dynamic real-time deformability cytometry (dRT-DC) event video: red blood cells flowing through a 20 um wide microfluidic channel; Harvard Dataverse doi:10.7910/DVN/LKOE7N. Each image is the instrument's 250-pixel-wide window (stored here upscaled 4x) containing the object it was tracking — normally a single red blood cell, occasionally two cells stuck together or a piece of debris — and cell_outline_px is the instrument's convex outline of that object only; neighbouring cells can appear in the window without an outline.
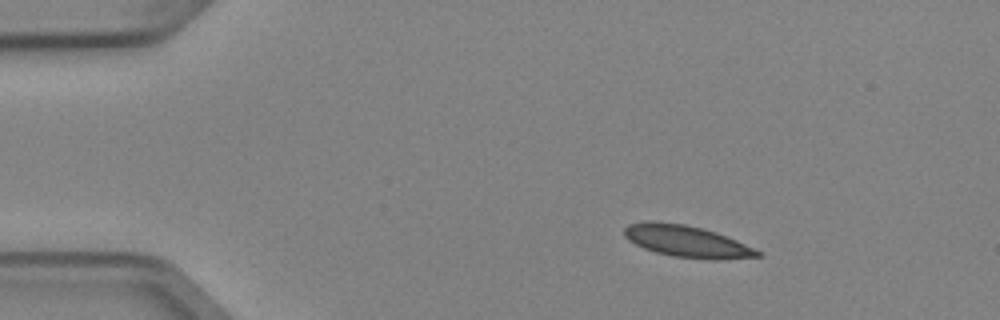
{"species": "Egyptian fruit bat (a non-hibernating species)", "species_latin": "Rousettus aegyptiacus", "temperature_condition": "cold", "stored_images_in_passage": 3, "camera_frame_rate_fps": 3000, "um_per_image_px": 0.085, "animal": {"sex": "female"}, "frame": {"image": 1, "passage_image": 1, "time_ms": 0.0, "image_size_px": [1000, 320], "cell_outline_px": [[764, 256], [672, 256], [656, 252], [644, 248], [628, 240], [624, 236], [624, 228], [628, 224], [644, 220], [652, 220], [684, 224], [716, 232], [736, 240], [764, 252]], "centroid_in_image_um": [58.23, 20.43], "position_along_channel_um": 26.8, "area_um2": 23.47}}